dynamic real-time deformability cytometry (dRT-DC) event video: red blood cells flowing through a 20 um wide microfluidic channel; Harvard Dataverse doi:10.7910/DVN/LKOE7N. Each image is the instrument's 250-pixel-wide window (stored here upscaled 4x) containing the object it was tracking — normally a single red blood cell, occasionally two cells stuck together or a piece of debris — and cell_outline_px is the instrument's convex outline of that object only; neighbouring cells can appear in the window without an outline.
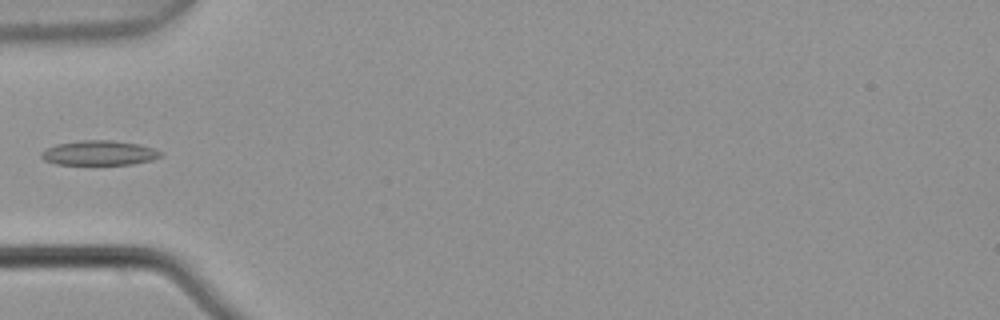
{"species": "common noctule bat (a hibernating species)", "species_latin": "Nyctalus noctula", "temperature_condition": "warm", "stored_images_in_passage": 5, "camera_frame_rate_fps": 3000, "um_per_image_px": 0.085, "animal": {"sex": "male", "body_mass_g": 21.5, "forearm_length_mm": 52.0}, "frame": {"image": 1, "passage_image": 5, "time_ms": 1.333, "image_size_px": [1000, 320], "cell_outline_px": [[164, 156], [152, 160], [132, 164], [56, 164], [44, 160], [40, 156], [40, 152], [56, 144], [80, 140], [112, 140], [136, 144], [152, 148], [164, 152]], "centroid_in_image_um": [8.44, 13.0], "position_along_channel_um": 76.6, "area_um2": 17.17}}